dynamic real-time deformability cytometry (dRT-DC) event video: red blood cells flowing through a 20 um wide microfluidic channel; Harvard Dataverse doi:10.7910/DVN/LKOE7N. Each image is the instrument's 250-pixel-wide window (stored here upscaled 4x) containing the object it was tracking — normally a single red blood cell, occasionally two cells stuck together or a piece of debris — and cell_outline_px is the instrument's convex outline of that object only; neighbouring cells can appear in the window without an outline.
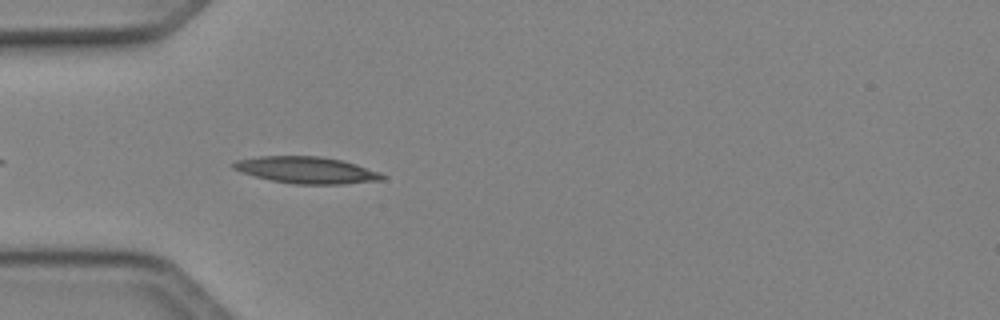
{"species": "Egyptian fruit bat (a non-hibernating species)", "species_latin": "Rousettus aegyptiacus", "temperature_condition": "cold", "stored_images_in_passage": 37, "camera_frame_rate_fps": 3000, "um_per_image_px": 0.085, "animal": {"sex": "female"}, "frame": {"image": 1, "passage_image": 3, "time_ms": 0.667, "image_size_px": [1000, 320], "cell_outline_px": [[388, 176], [384, 180], [344, 184], [292, 184], [272, 180], [256, 176], [232, 168], [232, 164], [236, 160], [260, 156], [320, 156], [344, 160], [380, 172]], "centroid_in_image_um": [26.13, 14.45], "position_along_channel_um": 58.9, "area_um2": 23.24}}
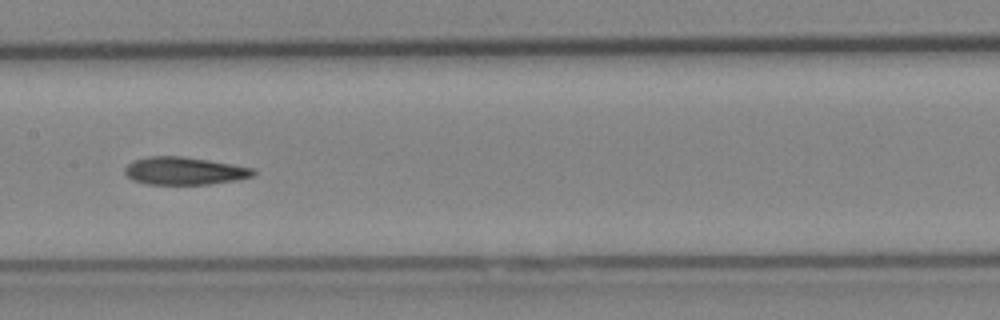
{"frame": {"image": 2, "passage_image": 13, "time_ms": 4.0, "image_size_px": [1000, 320], "cell_outline_px": [[256, 172], [252, 176], [236, 180], [208, 184], [144, 184], [132, 180], [124, 172], [124, 168], [132, 160], [148, 156], [180, 156], [208, 160], [252, 168]], "centroid_in_image_um": [15.6, 14.52], "position_along_channel_um": 191.8, "area_um2": 20.63}}
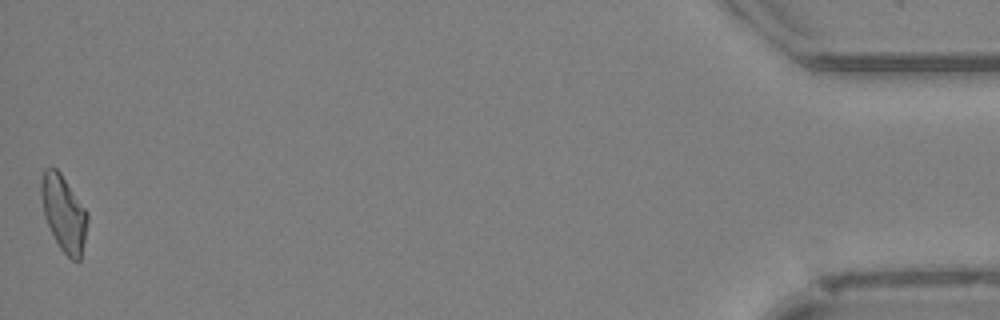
{"frame": {"image": 3, "passage_image": 37, "time_ms": 12.0, "image_size_px": [1000, 320], "cell_outline_px": [[88, 220], [80, 260], [72, 260], [60, 248], [44, 216], [40, 196], [40, 184], [44, 168], [52, 164], [60, 172], [88, 212]], "centroid_in_image_um": [5.4, 18.06], "position_along_channel_um": 429.8, "area_um2": 20.46}, "authors_computed_cell_mechanics": {"area_um2": 20.6346, "velocity_mm_per_s": 4.1311, "shape_relaxation_time_tau1_ms": 7.8526, "shape_relaxation_time_tau2_ms": 3.7532, "deformation_change_tau1": 0.1929, "deformation_change_tau2": 0.127}}